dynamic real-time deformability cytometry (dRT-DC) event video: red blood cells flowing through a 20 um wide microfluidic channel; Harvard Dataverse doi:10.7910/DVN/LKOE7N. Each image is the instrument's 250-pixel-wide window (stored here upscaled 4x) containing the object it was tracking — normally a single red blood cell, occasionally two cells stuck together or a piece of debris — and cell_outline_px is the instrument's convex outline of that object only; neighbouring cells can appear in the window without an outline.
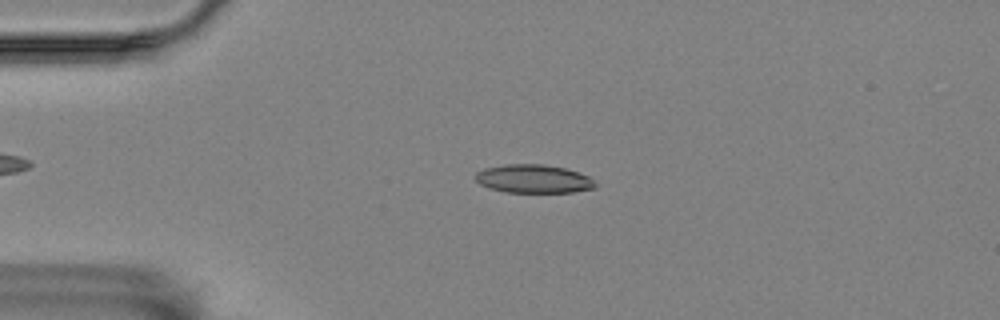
{"species": "Egyptian fruit bat (a non-hibernating species)", "species_latin": "Rousettus aegyptiacus", "temperature_condition": "room temperature", "stored_images_in_passage": 54, "camera_frame_rate_fps": 3000, "um_per_image_px": 0.085, "animal": {"sex": "female"}, "frame": {"image": 1, "passage_image": 11, "time_ms": 3.333, "image_size_px": [1000, 320], "cell_outline_px": [[596, 188], [572, 192], [504, 192], [488, 188], [480, 184], [476, 180], [476, 172], [484, 168], [504, 164], [544, 164], [564, 168], [588, 176], [596, 184]], "centroid_in_image_um": [45.32, 15.2], "position_along_channel_um": 39.7, "area_um2": 19.83}}
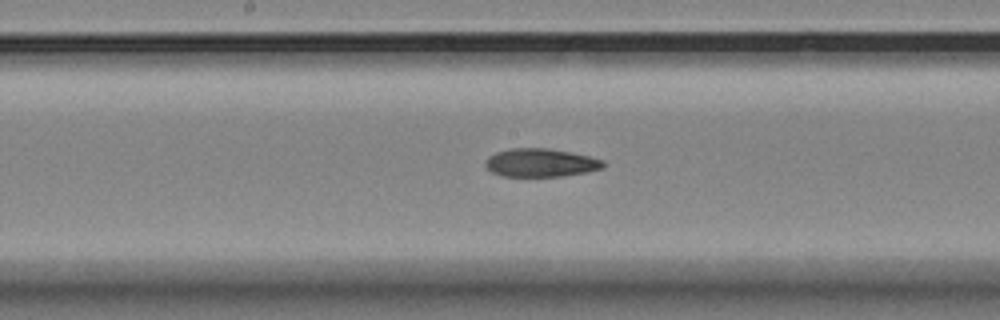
{"frame": {"image": 2, "passage_image": 27, "time_ms": 8.667, "image_size_px": [1000, 320], "cell_outline_px": [[604, 168], [588, 172], [560, 176], [504, 176], [492, 172], [484, 164], [488, 156], [496, 152], [512, 148], [548, 148], [572, 152], [604, 160]], "centroid_in_image_um": [45.97, 13.82], "position_along_channel_um": 202.2, "area_um2": 19.42}}
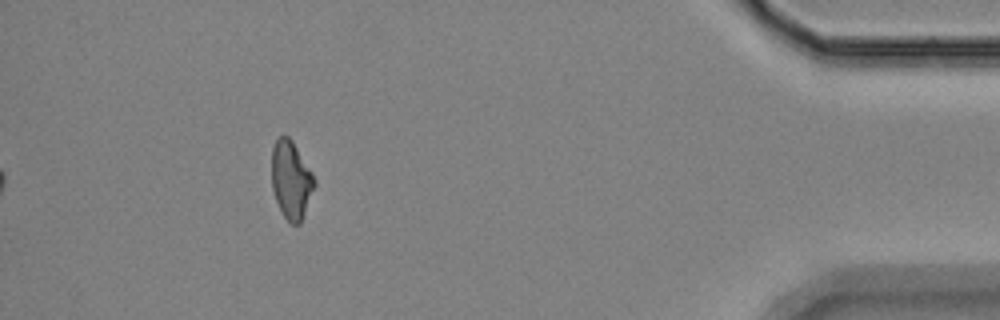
{"frame": {"image": 3, "passage_image": 49, "time_ms": 16.0, "image_size_px": [1000, 320], "cell_outline_px": [[316, 184], [300, 224], [292, 224], [284, 216], [276, 200], [272, 188], [272, 148], [276, 140], [280, 136], [288, 136], [292, 140], [312, 172], [316, 180]], "centroid_in_image_um": [24.75, 15.28], "position_along_channel_um": 410.4, "area_um2": 19.25}, "authors_computed_cell_mechanics": {"area_um2": 19.7965, "velocity_mm_per_s": 3.5651, "shape_relaxation_time_tau1_ms": 8.5938, "shape_relaxation_time_tau2_ms": 6.6794, "deformation_change_tau1": 0.1859, "deformation_change_tau2": 0.1444}}